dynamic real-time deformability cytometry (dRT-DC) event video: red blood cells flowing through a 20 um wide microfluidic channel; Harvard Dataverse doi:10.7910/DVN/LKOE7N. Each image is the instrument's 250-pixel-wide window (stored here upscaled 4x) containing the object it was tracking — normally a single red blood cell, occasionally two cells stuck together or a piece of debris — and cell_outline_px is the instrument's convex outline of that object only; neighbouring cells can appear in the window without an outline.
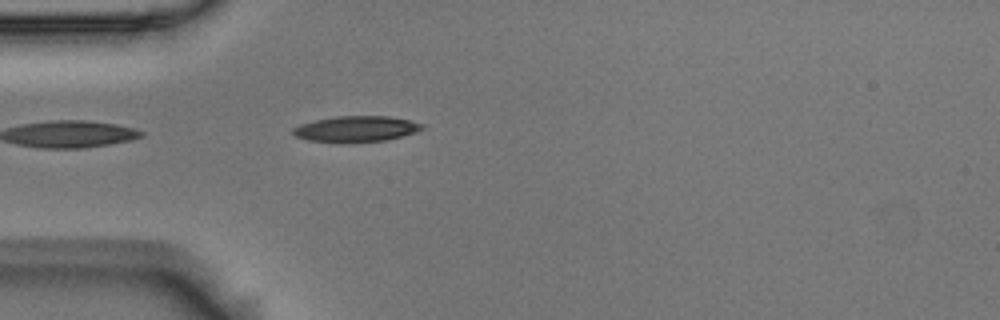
{"species": "Egyptian fruit bat (a non-hibernating species)", "species_latin": "Rousettus aegyptiacus", "temperature_condition": "room temperature", "stored_images_in_passage": 4, "camera_frame_rate_fps": 3000, "um_per_image_px": 0.085, "animal": {"sex": "male"}, "frame": {"image": 1, "passage_image": 4, "time_ms": 1.0, "image_size_px": [1000, 320], "cell_outline_px": [[424, 128], [416, 132], [388, 140], [348, 144], [308, 140], [296, 136], [292, 132], [292, 128], [300, 124], [316, 120], [336, 116], [388, 116], [408, 120], [424, 124]], "centroid_in_image_um": [30.27, 10.98], "position_along_channel_um": 54.7, "area_um2": 19.77}}